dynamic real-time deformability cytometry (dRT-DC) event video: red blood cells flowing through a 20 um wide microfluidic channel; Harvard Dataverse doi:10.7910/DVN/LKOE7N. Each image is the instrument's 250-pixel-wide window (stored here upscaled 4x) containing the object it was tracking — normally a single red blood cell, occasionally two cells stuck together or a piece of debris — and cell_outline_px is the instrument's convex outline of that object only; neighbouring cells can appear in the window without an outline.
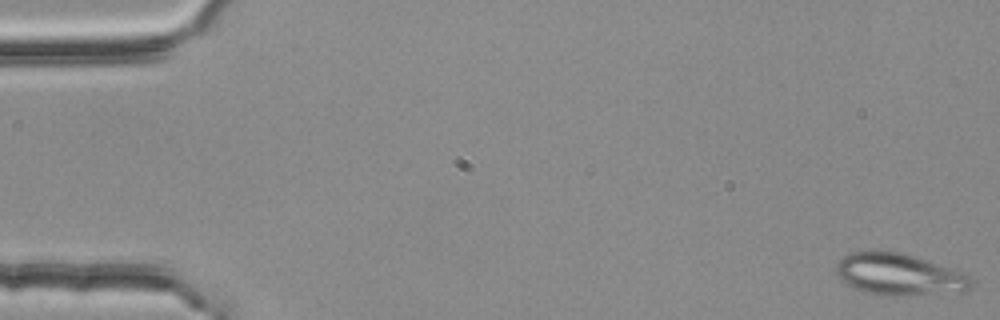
{"species": "common noctule bat (a hibernating species)", "species_latin": "Nyctalus noctula", "temperature_condition": "room temperature", "stored_images_in_passage": 53, "camera_frame_rate_fps": 3000, "um_per_image_px": 0.085, "animal": {"sex": "female", "body_mass_g": 25.1}, "frame": {"image": 1, "passage_image": 1, "time_ms": 0.0, "image_size_px": [1000, 320], "cell_outline_px": [[972, 288], [964, 292], [896, 296], [880, 296], [864, 292], [840, 280], [836, 272], [836, 264], [844, 256], [852, 252], [876, 248], [904, 252], [968, 276], [972, 280]], "centroid_in_image_um": [76.36, 23.32], "position_along_channel_um": 8.6, "area_um2": 33.23}}
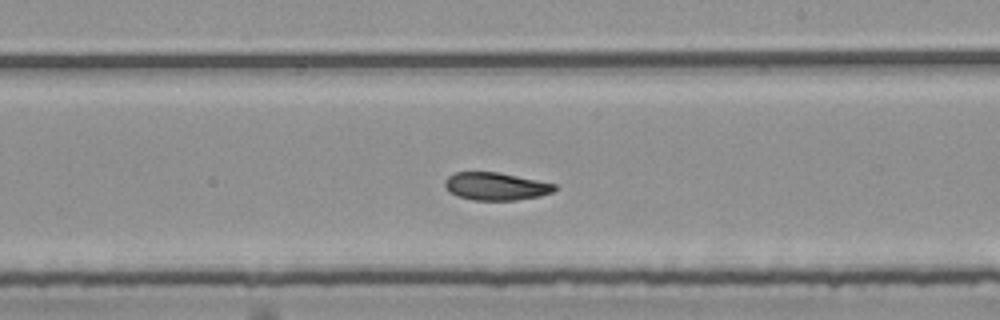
{"frame": {"image": 2, "passage_image": 32, "time_ms": 10.333, "image_size_px": [1000, 320], "cell_outline_px": [[556, 188], [552, 192], [540, 196], [516, 200], [472, 200], [456, 196], [448, 192], [444, 188], [444, 180], [448, 176], [456, 172], [500, 172], [556, 184]], "centroid_in_image_um": [42.1, 15.84], "position_along_channel_um": 246.9, "area_um2": 17.92}}
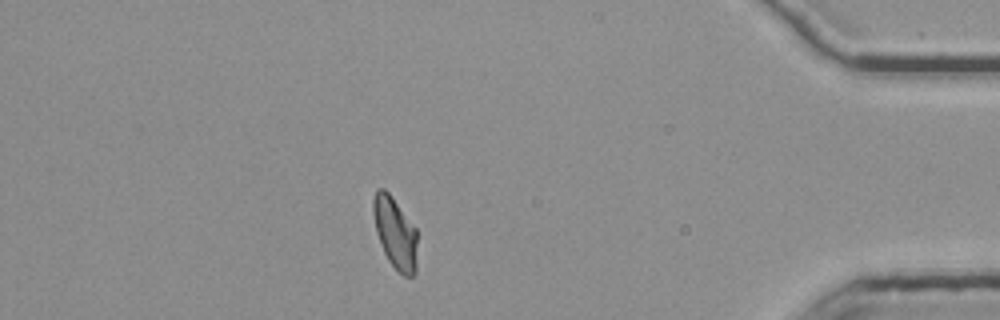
{"frame": {"image": 3, "passage_image": 48, "time_ms": 15.667, "image_size_px": [1000, 320], "cell_outline_px": [[416, 272], [412, 276], [404, 276], [388, 260], [380, 244], [376, 232], [372, 212], [372, 200], [376, 188], [384, 188], [388, 192], [416, 228]], "centroid_in_image_um": [33.56, 19.77], "position_along_channel_um": 401.6, "area_um2": 18.26}, "authors_computed_cell_mechanics": {"area_um2": 19.0162, "velocity_mm_per_s": 3.751, "shape_relaxation_time_tau1_ms": 4.6662, "shape_relaxation_time_tau2_ms": 4.5556, "deformation_change_tau1": 0.153, "deformation_change_tau2": 0.1117}}